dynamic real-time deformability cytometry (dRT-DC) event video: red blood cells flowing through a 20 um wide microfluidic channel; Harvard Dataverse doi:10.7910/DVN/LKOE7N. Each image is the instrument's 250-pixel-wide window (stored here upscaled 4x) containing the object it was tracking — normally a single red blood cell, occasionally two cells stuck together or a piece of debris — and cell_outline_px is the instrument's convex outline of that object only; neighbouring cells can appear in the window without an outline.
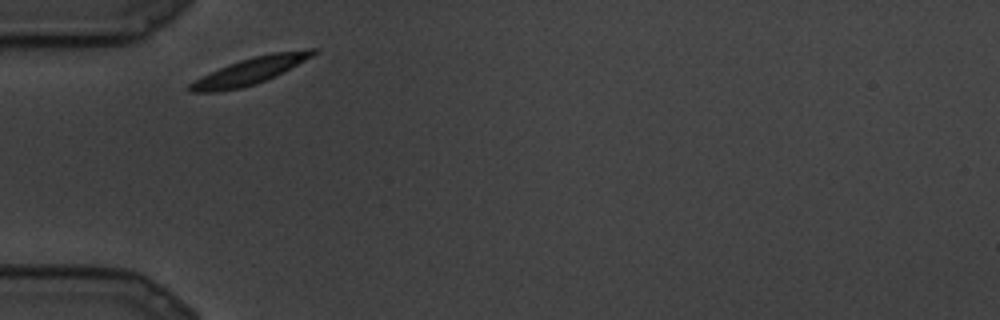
{"species": "common noctule bat (a hibernating species)", "species_latin": "Nyctalus noctula", "temperature_condition": "cold", "stored_images_in_passage": 4, "camera_frame_rate_fps": 3000, "um_per_image_px": 0.085, "animal": {"sex": "male", "body_mass_g": 19.5, "forearm_length_mm": 54.6}, "frame": {"image": 1, "passage_image": 1, "time_ms": 0.0, "image_size_px": [1000, 320], "cell_outline_px": [[316, 52], [312, 56], [264, 80], [240, 88], [216, 92], [188, 92], [184, 88], [188, 84], [220, 68], [240, 60], [272, 52], [308, 48], [316, 48]], "centroid_in_image_um": [21.19, 6.03], "position_along_channel_um": 63.8, "area_um2": 18.5}}
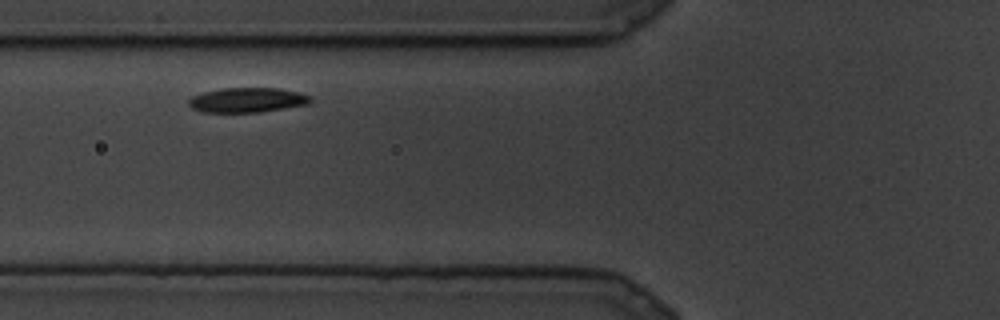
{"frame": {"image": 2, "passage_image": 3, "time_ms": 0.667, "image_size_px": [1000, 320], "cell_outline_px": [[312, 100], [308, 104], [260, 112], [204, 112], [192, 108], [188, 104], [188, 100], [192, 96], [204, 92], [220, 88], [280, 88], [300, 92], [312, 96]], "centroid_in_image_um": [21.04, 8.49], "position_along_channel_um": 104.8, "area_um2": 17.63}}